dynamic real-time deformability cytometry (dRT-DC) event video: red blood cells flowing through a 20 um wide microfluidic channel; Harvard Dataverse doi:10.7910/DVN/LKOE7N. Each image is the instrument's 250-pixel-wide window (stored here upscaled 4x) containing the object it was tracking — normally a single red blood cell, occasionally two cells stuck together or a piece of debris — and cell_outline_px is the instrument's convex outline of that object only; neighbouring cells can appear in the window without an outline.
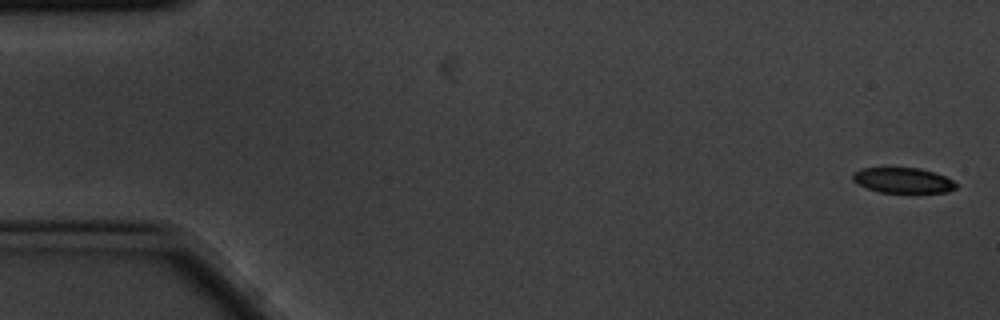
{"species": "common noctule bat (a hibernating species)", "species_latin": "Nyctalus noctula", "temperature_condition": "cold", "stored_images_in_passage": 7, "camera_frame_rate_fps": 3000, "um_per_image_px": 0.085, "animal": {"sex": "male", "body_mass_g": 20.1, "forearm_length_mm": 53.5}, "frame": {"image": 1, "passage_image": 1, "time_ms": 0.0, "image_size_px": [1000, 320], "cell_outline_px": [[956, 188], [948, 192], [912, 196], [908, 196], [880, 192], [856, 184], [852, 180], [852, 172], [860, 168], [920, 168], [944, 176], [952, 180], [956, 184]], "centroid_in_image_um": [76.75, 15.39], "position_along_channel_um": 8.2, "area_um2": 16.18}}
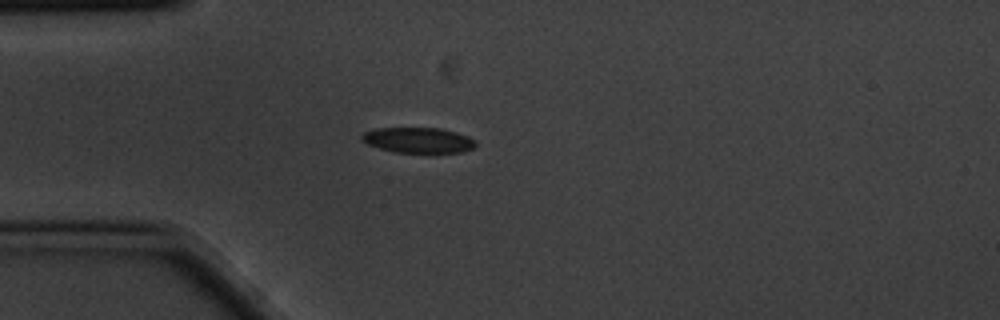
{"frame": {"image": 2, "passage_image": 5, "time_ms": 1.333, "image_size_px": [1000, 320], "cell_outline_px": [[476, 148], [464, 152], [392, 152], [368, 144], [360, 140], [360, 136], [364, 132], [376, 128], [440, 128], [456, 132], [468, 136], [476, 140]], "centroid_in_image_um": [35.57, 11.91], "position_along_channel_um": 49.4, "area_um2": 16.99}}